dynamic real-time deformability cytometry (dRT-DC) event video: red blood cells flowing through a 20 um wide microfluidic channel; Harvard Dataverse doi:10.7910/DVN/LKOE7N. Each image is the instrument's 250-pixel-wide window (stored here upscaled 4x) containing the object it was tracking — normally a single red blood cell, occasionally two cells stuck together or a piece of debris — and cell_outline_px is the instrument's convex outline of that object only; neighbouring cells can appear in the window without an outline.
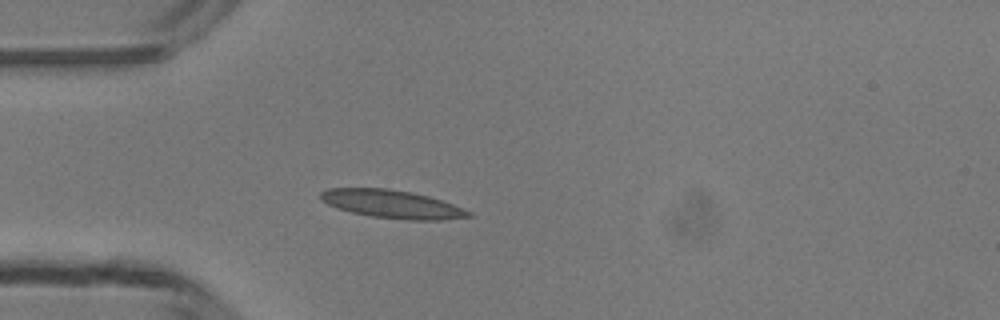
{"species": "common noctule bat (a hibernating species)", "species_latin": "Nyctalus noctula", "temperature_condition": "room temperature", "stored_images_in_passage": 36, "camera_frame_rate_fps": 3000, "um_per_image_px": 0.085, "animal": {"sex": "male", "body_mass_g": 13.3}, "frame": {"image": 1, "passage_image": 1, "time_ms": 0.0, "image_size_px": [1000, 320], "cell_outline_px": [[476, 216], [444, 220], [408, 220], [372, 216], [352, 212], [336, 208], [320, 200], [320, 192], [328, 188], [388, 188], [412, 192], [428, 196], [452, 204], [472, 212]], "centroid_in_image_um": [33.34, 17.35], "position_along_channel_um": 51.7, "area_um2": 24.33}}
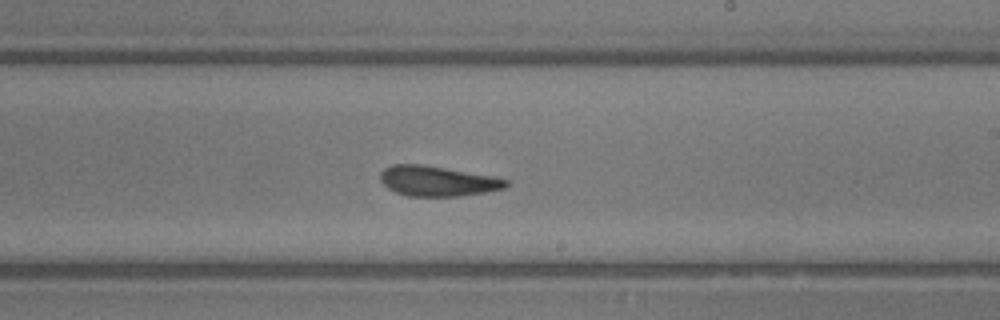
{"frame": {"image": 2, "passage_image": 16, "time_ms": 5.0, "image_size_px": [1000, 320], "cell_outline_px": [[508, 184], [504, 188], [484, 192], [460, 196], [408, 196], [396, 192], [388, 188], [380, 180], [380, 172], [384, 168], [392, 164], [420, 164], [496, 176], [508, 180]], "centroid_in_image_um": [37.17, 15.38], "position_along_channel_um": 251.8, "area_um2": 22.08}}
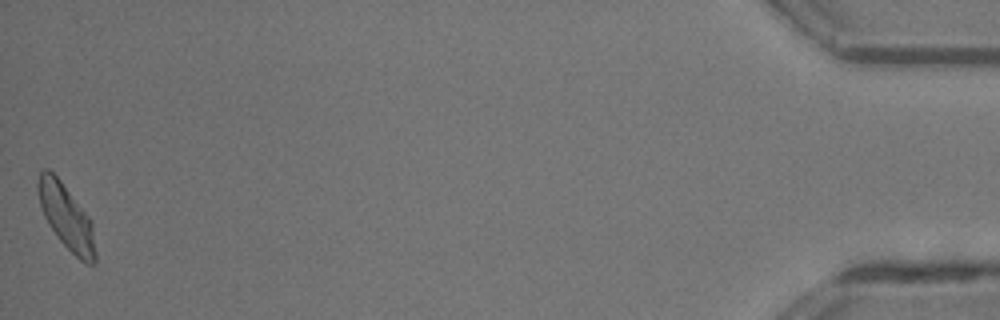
{"frame": {"image": 3, "passage_image": 36, "time_ms": 11.667, "image_size_px": [1000, 320], "cell_outline_px": [[96, 264], [88, 264], [80, 260], [56, 236], [48, 224], [44, 216], [40, 204], [36, 188], [36, 184], [40, 172], [44, 168], [48, 168], [60, 180], [88, 216], [92, 224], [96, 252]], "centroid_in_image_um": [5.62, 18.44], "position_along_channel_um": 429.6, "area_um2": 21.5}, "authors_computed_cell_mechanics": {"area_um2": 22.1374, "velocity_mm_per_s": 4.1889, "shape_relaxation_time_tau1_ms": 3.0352, "shape_relaxation_time_tau2_ms": 1.3645, "deformation_change_tau1": 0.1292, "deformation_change_tau2": 0.0903}}